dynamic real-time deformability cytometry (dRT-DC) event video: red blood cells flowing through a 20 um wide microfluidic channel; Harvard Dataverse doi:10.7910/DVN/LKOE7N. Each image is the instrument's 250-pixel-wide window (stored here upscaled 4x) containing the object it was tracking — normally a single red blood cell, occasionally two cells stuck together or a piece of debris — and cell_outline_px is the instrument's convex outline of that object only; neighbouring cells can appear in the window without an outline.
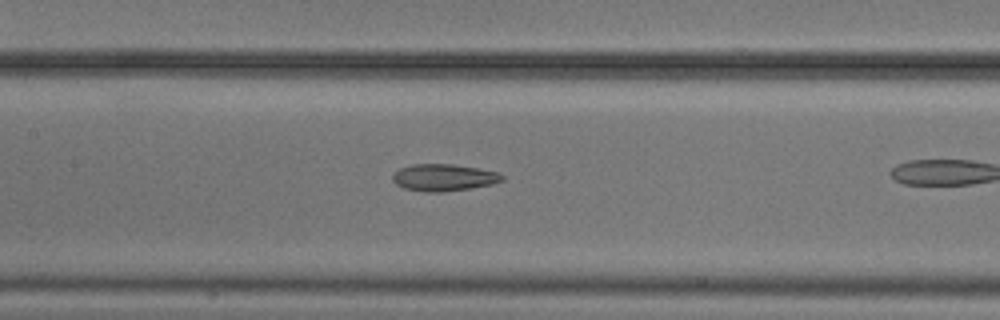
{"species": "common noctule bat (a hibernating species)", "species_latin": "Nyctalus noctula", "temperature_condition": "cold", "stored_images_in_passage": 36, "camera_frame_rate_fps": 3000, "um_per_image_px": 0.085, "animal": {"sex": "male", "body_mass_g": 20.5, "forearm_length_mm": 52.5}, "frame": {"image": 1, "passage_image": 21, "time_ms": 6.667, "image_size_px": [1000, 320], "cell_outline_px": [[504, 180], [492, 184], [472, 188], [440, 192], [424, 192], [404, 188], [396, 184], [392, 180], [392, 176], [400, 168], [412, 164], [452, 164], [476, 168], [496, 172], [504, 176]], "centroid_in_image_um": [37.7, 15.09], "position_along_channel_um": 169.7, "area_um2": 17.11}}